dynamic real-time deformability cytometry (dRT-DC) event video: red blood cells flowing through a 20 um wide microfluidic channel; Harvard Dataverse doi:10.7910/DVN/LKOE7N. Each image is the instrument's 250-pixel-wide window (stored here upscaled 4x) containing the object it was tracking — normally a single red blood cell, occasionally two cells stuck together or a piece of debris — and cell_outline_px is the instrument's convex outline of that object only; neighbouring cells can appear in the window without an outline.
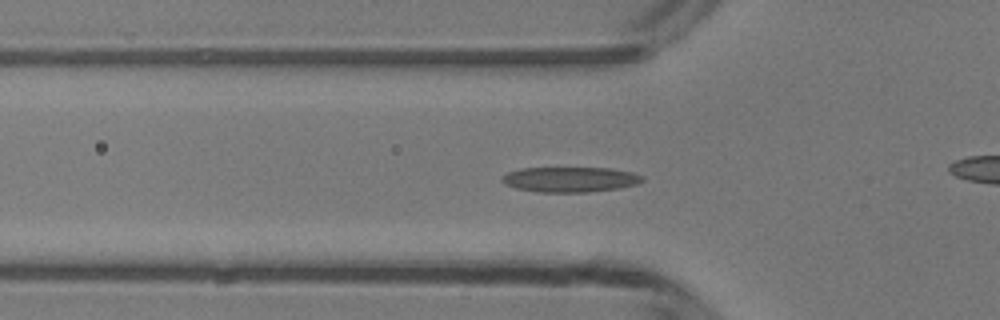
{"species": "common noctule bat (a hibernating species)", "species_latin": "Nyctalus noctula", "temperature_condition": "room temperature", "stored_images_in_passage": 50, "camera_frame_rate_fps": 3000, "um_per_image_px": 0.085, "animal": {"sex": "male", "body_mass_g": 13.3}, "frame": {"image": 1, "passage_image": 17, "time_ms": 5.333, "image_size_px": [1000, 320], "cell_outline_px": [[644, 180], [636, 184], [620, 188], [588, 192], [536, 192], [516, 188], [500, 180], [508, 172], [520, 168], [612, 168], [632, 172], [644, 176]], "centroid_in_image_um": [48.5, 15.25], "position_along_channel_um": 77.3, "area_um2": 20.58}}
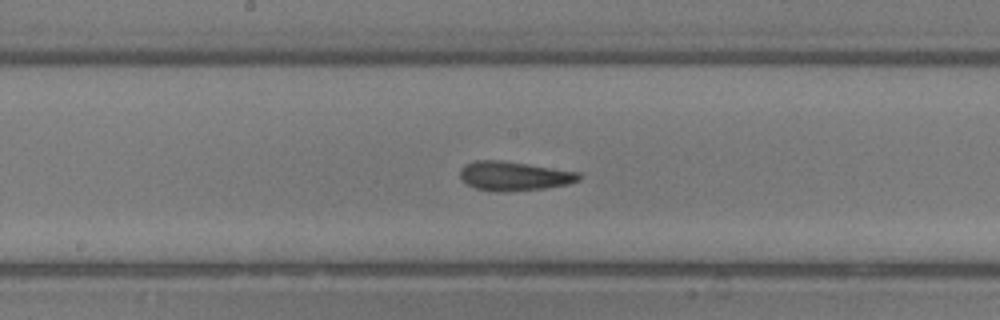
{"frame": {"image": 2, "passage_image": 26, "time_ms": 8.333, "image_size_px": [1000, 320], "cell_outline_px": [[580, 180], [568, 184], [544, 188], [504, 192], [492, 192], [476, 188], [468, 184], [460, 176], [460, 168], [464, 164], [476, 160], [500, 160], [528, 164], [580, 172]], "centroid_in_image_um": [43.68, 14.96], "position_along_channel_um": 204.5, "area_um2": 20.23}}
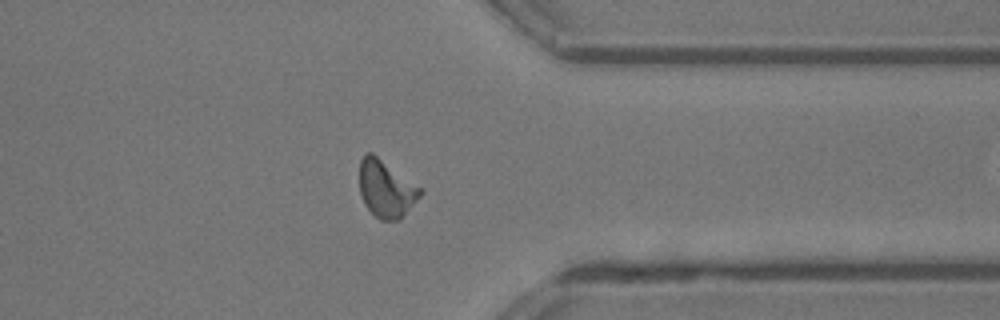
{"frame": {"image": 3, "passage_image": 39, "time_ms": 12.667, "image_size_px": [1000, 320], "cell_outline_px": [[424, 192], [400, 220], [380, 220], [364, 204], [360, 192], [360, 160], [368, 152], [372, 152], [424, 188]], "centroid_in_image_um": [32.86, 16.04], "position_along_channel_um": 378.5, "area_um2": 20.46}, "authors_computed_cell_mechanics": {"area_um2": 19.9121, "velocity_mm_per_s": 4.1995, "shape_relaxation_time_tau1_ms": 6.8195, "shape_relaxation_time_tau2_ms": 1.985, "deformation_change_tau1": 0.2059, "deformation_change_tau2": 0.0834}}